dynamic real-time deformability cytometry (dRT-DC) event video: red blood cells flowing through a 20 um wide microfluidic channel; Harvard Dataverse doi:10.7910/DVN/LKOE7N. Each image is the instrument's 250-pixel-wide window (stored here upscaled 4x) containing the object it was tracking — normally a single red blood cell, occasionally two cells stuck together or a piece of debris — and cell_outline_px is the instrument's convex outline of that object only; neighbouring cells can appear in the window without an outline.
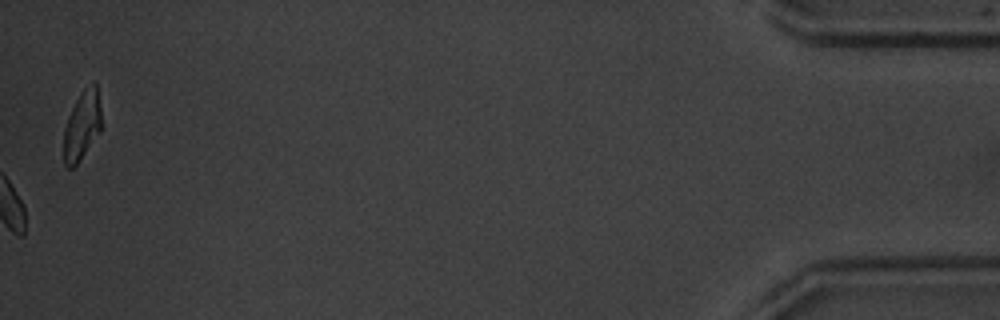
{"species": "common noctule bat (a hibernating species)", "species_latin": "Nyctalus noctula", "temperature_condition": "warm", "stored_images_in_passage": 46, "camera_frame_rate_fps": 3000, "um_per_image_px": 0.085, "animal": {"sex": "male", "body_mass_g": 20.1, "forearm_length_mm": 53.5}, "frame": {"image": 1, "passage_image": 46, "time_ms": 15.0, "image_size_px": [1000, 320], "cell_outline_px": [[100, 132], [80, 160], [72, 168], [68, 168], [64, 164], [64, 128], [68, 116], [80, 92], [92, 80], [96, 80], [100, 108]], "centroid_in_image_um": [6.97, 10.62], "position_along_channel_um": 428.2, "area_um2": 15.2}, "authors_computed_cell_mechanics": {"area_um2": 11.3288, "velocity_mm_per_s": 3.8511, "shape_relaxation_time_tau1_ms": 1.4613, "shape_relaxation_time_tau2_ms": null, "deformation_change_tau1": 0.0742, "deformation_change_tau2": null}}